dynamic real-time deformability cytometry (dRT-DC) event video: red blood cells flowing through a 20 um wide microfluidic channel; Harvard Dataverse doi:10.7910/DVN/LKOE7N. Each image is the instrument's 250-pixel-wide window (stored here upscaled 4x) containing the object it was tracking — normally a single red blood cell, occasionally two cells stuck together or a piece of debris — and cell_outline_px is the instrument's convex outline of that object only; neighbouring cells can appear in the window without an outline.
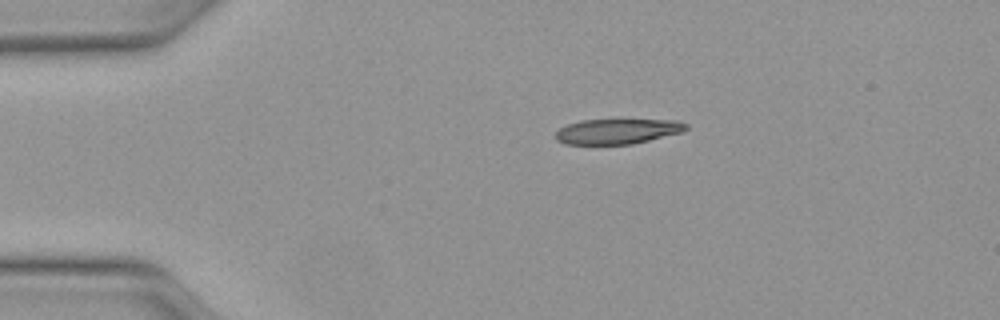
{"species": "Egyptian fruit bat (a non-hibernating species)", "species_latin": "Rousettus aegyptiacus", "temperature_condition": "warm", "stored_images_in_passage": 40, "camera_frame_rate_fps": 3000, "um_per_image_px": 0.085, "animal": {"sex": "female"}, "frame": {"image": 1, "passage_image": 1, "time_ms": 0.0, "image_size_px": [1000, 320], "cell_outline_px": [[688, 128], [684, 132], [632, 144], [564, 144], [556, 140], [556, 132], [560, 128], [568, 124], [580, 120], [680, 120], [688, 124]], "centroid_in_image_um": [52.52, 11.16], "position_along_channel_um": 32.5, "area_um2": 19.19}}
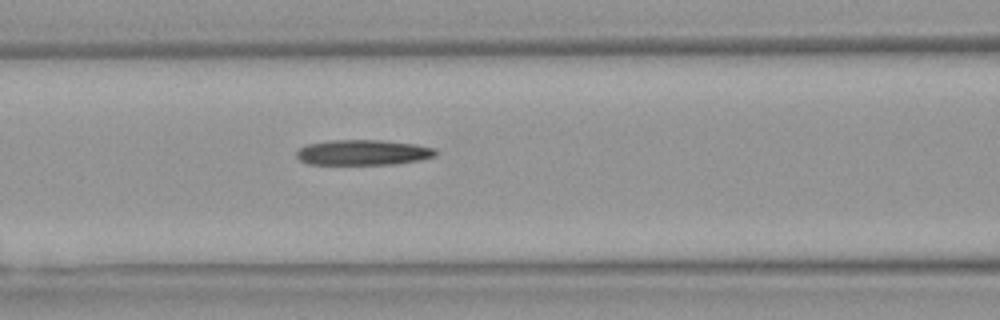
{"frame": {"image": 2, "passage_image": 12, "time_ms": 3.667, "image_size_px": [1000, 320], "cell_outline_px": [[436, 156], [420, 160], [396, 164], [308, 164], [300, 160], [296, 156], [296, 152], [300, 148], [308, 144], [332, 140], [380, 140], [416, 144], [436, 148]], "centroid_in_image_um": [30.88, 12.96], "position_along_channel_um": 135.7, "area_um2": 20.58}}
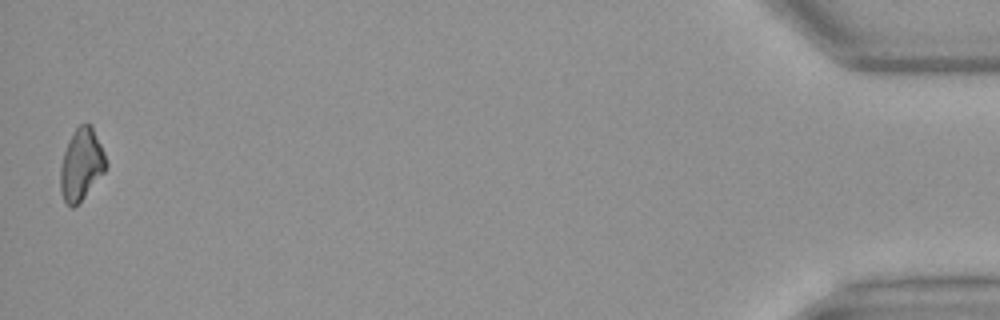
{"frame": {"image": 3, "passage_image": 40, "time_ms": 13.0, "image_size_px": [1000, 320], "cell_outline_px": [[108, 164], [104, 172], [84, 196], [72, 208], [64, 200], [60, 192], [60, 168], [64, 152], [76, 128], [80, 124], [92, 124], [104, 152]], "centroid_in_image_um": [6.92, 13.97], "position_along_channel_um": 428.3, "area_um2": 18.73}}